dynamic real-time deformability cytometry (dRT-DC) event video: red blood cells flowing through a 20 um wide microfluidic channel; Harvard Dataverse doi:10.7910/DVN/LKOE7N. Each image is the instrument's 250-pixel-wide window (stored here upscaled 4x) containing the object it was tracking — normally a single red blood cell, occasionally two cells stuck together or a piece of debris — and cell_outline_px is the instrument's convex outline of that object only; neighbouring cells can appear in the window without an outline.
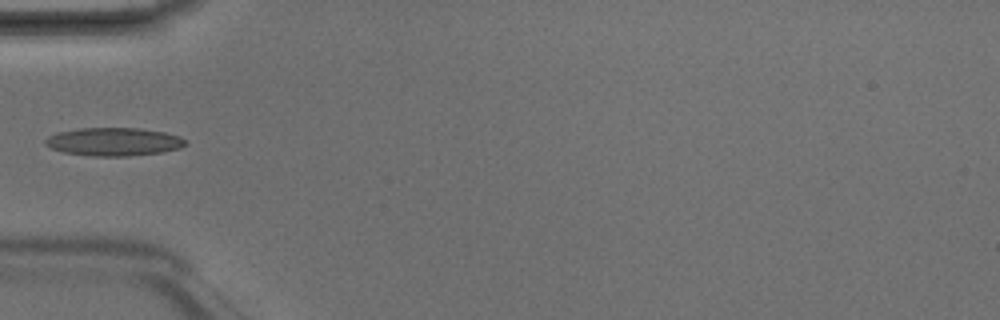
{"species": "Egyptian fruit bat (a non-hibernating species)", "species_latin": "Rousettus aegyptiacus", "temperature_condition": "room temperature", "stored_images_in_passage": 4, "camera_frame_rate_fps": 3000, "um_per_image_px": 0.085, "animal": {"sex": "male"}, "frame": {"image": 1, "passage_image": 4, "time_ms": 1.0, "image_size_px": [1000, 320], "cell_outline_px": [[188, 144], [180, 148], [160, 152], [128, 156], [92, 156], [64, 152], [52, 148], [44, 144], [44, 140], [48, 136], [56, 132], [80, 128], [136, 128], [164, 132], [180, 136]], "centroid_in_image_um": [9.65, 12.04], "position_along_channel_um": 75.4, "area_um2": 22.95}}